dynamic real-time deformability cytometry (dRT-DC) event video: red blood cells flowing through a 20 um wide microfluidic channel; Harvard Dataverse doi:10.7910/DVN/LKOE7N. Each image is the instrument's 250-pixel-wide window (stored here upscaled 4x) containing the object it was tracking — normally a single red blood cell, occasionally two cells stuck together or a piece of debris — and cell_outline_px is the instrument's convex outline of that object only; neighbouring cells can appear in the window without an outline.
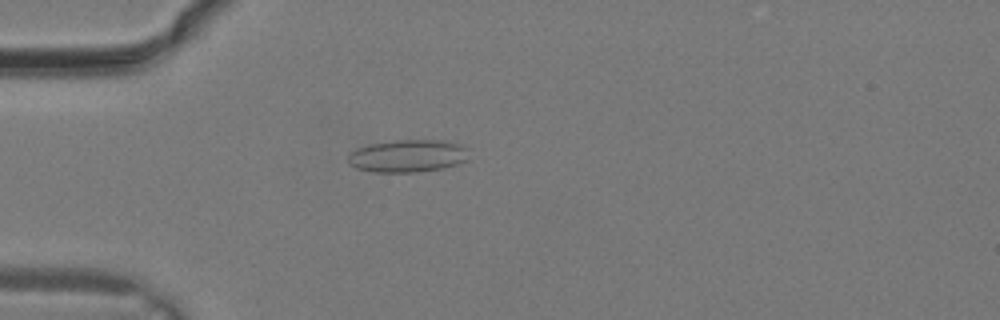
{"species": "common noctule bat (a hibernating species)", "species_latin": "Nyctalus noctula", "temperature_condition": "warm", "stored_images_in_passage": 13, "camera_frame_rate_fps": 3000, "um_per_image_px": 0.085, "animal": {"sex": "male", "body_mass_g": 19.2, "forearm_length_mm": 51.8}, "frame": {"image": 1, "passage_image": 3, "time_ms": 0.667, "image_size_px": [1000, 320], "cell_outline_px": [[468, 160], [444, 168], [420, 172], [372, 172], [356, 168], [348, 164], [348, 152], [356, 148], [368, 144], [396, 140], [448, 140], [460, 144], [468, 148]], "centroid_in_image_um": [34.65, 13.25], "position_along_channel_um": 50.3, "area_um2": 23.41}}
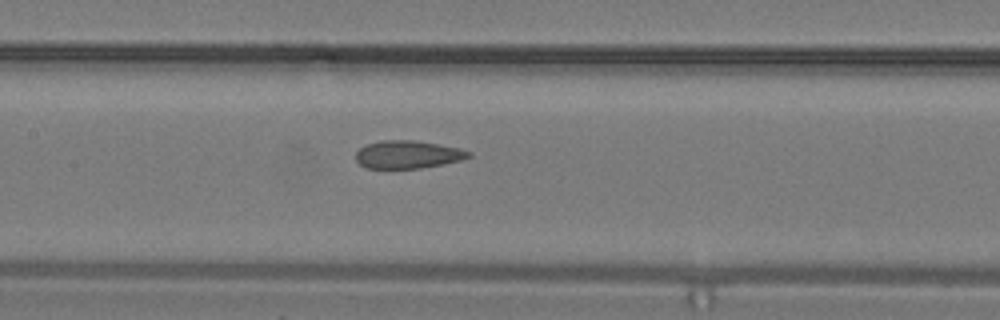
{"frame": {"image": 2, "passage_image": 9, "time_ms": 2.667, "image_size_px": [1000, 320], "cell_outline_px": [[472, 156], [460, 160], [444, 164], [420, 168], [364, 168], [356, 160], [356, 152], [360, 148], [368, 144], [384, 140], [416, 140], [460, 148], [472, 152]], "centroid_in_image_um": [34.68, 13.13], "position_along_channel_um": 172.7, "area_um2": 18.32}}
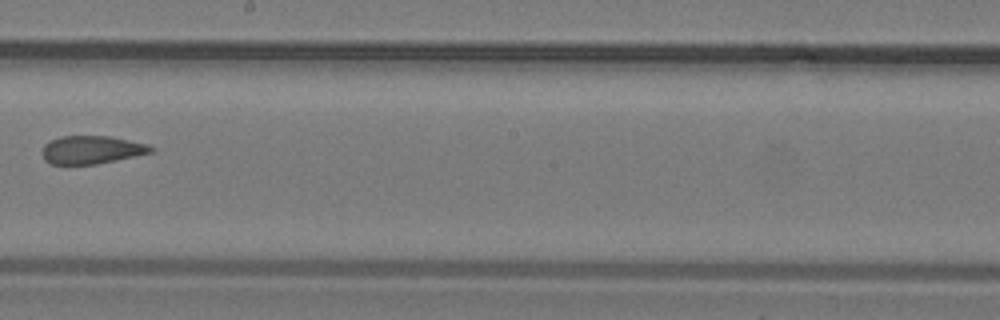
{"frame": {"image": 3, "passage_image": 12, "time_ms": 3.667, "image_size_px": [1000, 320], "cell_outline_px": [[156, 148], [152, 152], [136, 156], [96, 164], [52, 164], [44, 160], [40, 152], [44, 144], [60, 136], [112, 136], [148, 144]], "centroid_in_image_um": [7.79, 12.73], "position_along_channel_um": 240.4, "area_um2": 17.98}}